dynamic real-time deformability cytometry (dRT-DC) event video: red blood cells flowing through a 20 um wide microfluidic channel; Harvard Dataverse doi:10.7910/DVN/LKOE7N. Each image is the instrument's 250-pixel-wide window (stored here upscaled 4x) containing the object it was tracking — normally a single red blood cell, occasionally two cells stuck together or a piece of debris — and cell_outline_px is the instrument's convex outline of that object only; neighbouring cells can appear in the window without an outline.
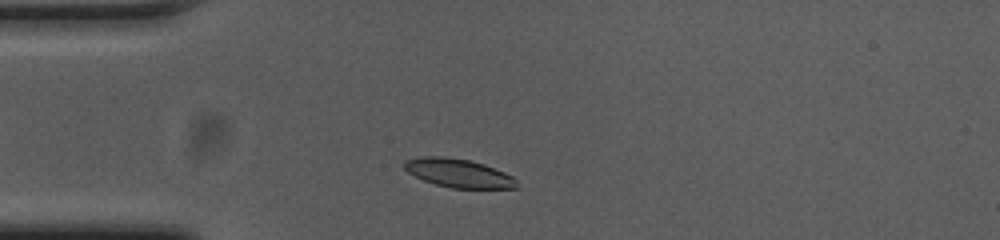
{"species": "common noctule bat (a hibernating species)", "species_latin": "Nyctalus noctula", "temperature_condition": "cold", "stored_images_in_passage": 39, "camera_frame_rate_fps": 3000, "um_per_image_px": 0.085, "animal": {"sex": "female", "body_mass_g": 23.0, "forearm_length_mm": 53.4}, "frame": {"image": 1, "passage_image": 5, "time_ms": 1.333, "image_size_px": [1000, 240], "cell_outline_px": [[516, 188], [452, 188], [436, 184], [424, 180], [408, 172], [404, 168], [404, 164], [408, 160], [420, 156], [444, 156], [472, 160], [484, 164], [504, 172], [512, 176], [516, 180]], "centroid_in_image_um": [38.97, 14.7], "position_along_channel_um": 46.0, "area_um2": 18.55}}
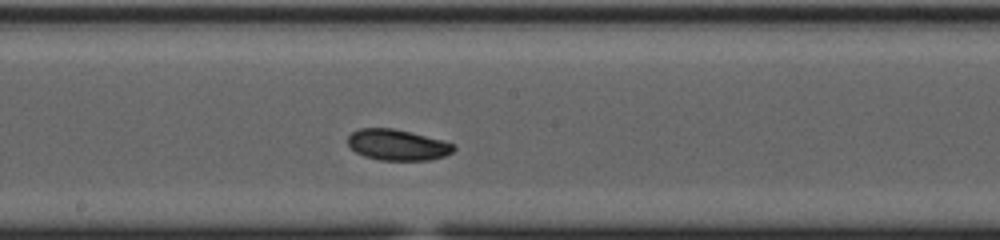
{"frame": {"image": 2, "passage_image": 20, "time_ms": 6.333, "image_size_px": [1000, 240], "cell_outline_px": [[456, 148], [452, 152], [444, 156], [428, 160], [380, 160], [364, 156], [356, 152], [348, 144], [348, 136], [352, 132], [360, 128], [392, 128], [444, 140], [456, 144]], "centroid_in_image_um": [33.8, 12.31], "position_along_channel_um": 214.4, "area_um2": 19.07}}
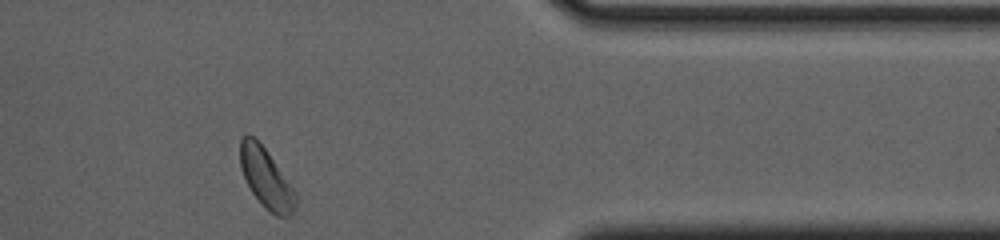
{"frame": {"image": 3, "passage_image": 36, "time_ms": 11.667, "image_size_px": [1000, 240], "cell_outline_px": [[300, 200], [292, 212], [288, 216], [276, 216], [252, 192], [240, 168], [240, 140], [248, 132], [256, 136], [268, 152], [296, 192]], "centroid_in_image_um": [22.63, 15.08], "position_along_channel_um": 388.8, "area_um2": 19.25}, "authors_computed_cell_mechanics": {"area_um2": 19.2474, "velocity_mm_per_s": 3.693, "shape_relaxation_time_tau1_ms": 1.9495, "shape_relaxation_time_tau2_ms": 10.2366, "deformation_change_tau1": 0.0725, "deformation_change_tau2": 0.1301}}